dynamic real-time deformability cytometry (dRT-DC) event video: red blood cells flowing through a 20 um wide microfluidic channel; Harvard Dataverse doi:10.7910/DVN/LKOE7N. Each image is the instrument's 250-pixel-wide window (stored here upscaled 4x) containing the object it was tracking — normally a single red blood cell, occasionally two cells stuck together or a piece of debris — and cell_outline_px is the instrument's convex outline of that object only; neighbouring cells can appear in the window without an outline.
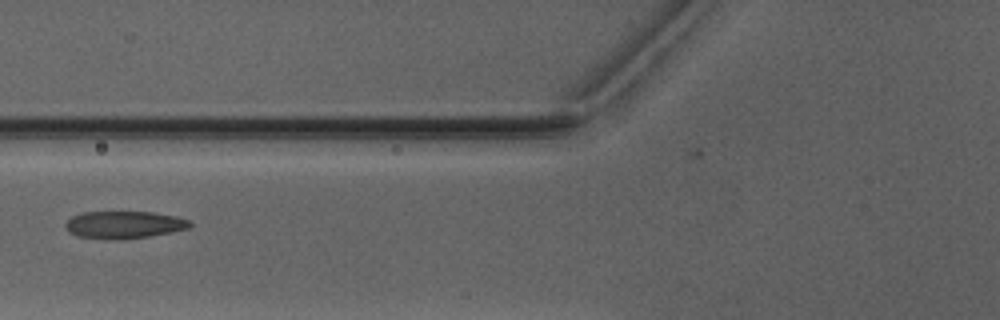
{"species": "Egyptian fruit bat (a non-hibernating species)", "species_latin": "Rousettus aegyptiacus", "temperature_condition": "warm", "stored_images_in_passage": 2, "camera_frame_rate_fps": 3000, "um_per_image_px": 0.085, "animal": {"sex": "male"}, "frame": {"image": 1, "passage_image": 2, "time_ms": 1.333, "image_size_px": [1000, 320], "cell_outline_px": [[192, 228], [172, 232], [148, 236], [76, 236], [68, 232], [64, 228], [64, 224], [72, 216], [84, 212], [152, 212], [176, 216], [192, 220]], "centroid_in_image_um": [10.62, 19.04], "position_along_channel_um": 115.2, "area_um2": 19.02}}